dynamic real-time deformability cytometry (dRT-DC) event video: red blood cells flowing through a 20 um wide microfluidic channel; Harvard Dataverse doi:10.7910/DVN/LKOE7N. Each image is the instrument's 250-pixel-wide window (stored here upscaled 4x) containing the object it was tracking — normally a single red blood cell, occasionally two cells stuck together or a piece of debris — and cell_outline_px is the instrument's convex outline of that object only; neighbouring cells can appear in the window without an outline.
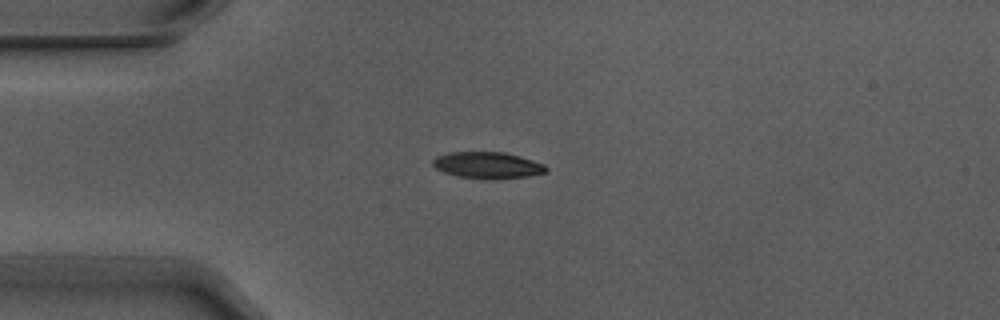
{"species": "Egyptian fruit bat (a non-hibernating species)", "species_latin": "Rousettus aegyptiacus", "temperature_condition": "warm", "stored_images_in_passage": 5, "camera_frame_rate_fps": 3000, "um_per_image_px": 0.085, "animal": {"sex": "male"}, "frame": {"image": 1, "passage_image": 1, "time_ms": 0.0, "image_size_px": [1000, 320], "cell_outline_px": [[548, 168], [544, 172], [528, 176], [456, 176], [444, 172], [436, 168], [432, 164], [432, 160], [436, 156], [448, 152], [504, 152], [520, 156], [544, 164]], "centroid_in_image_um": [41.39, 13.98], "position_along_channel_um": 43.6, "area_um2": 16.53}}
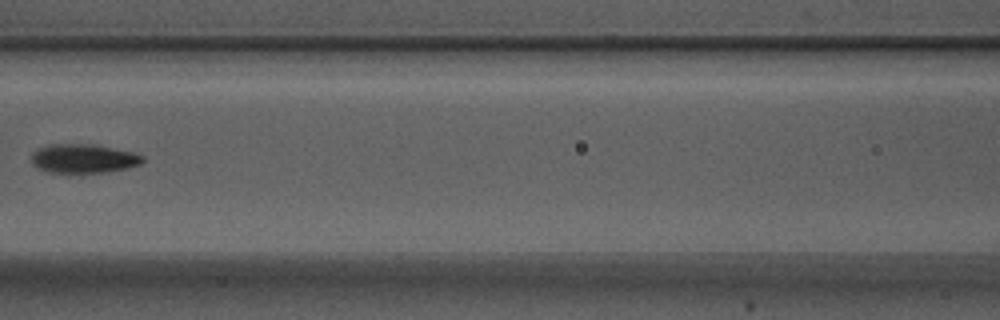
{"frame": {"image": 2, "passage_image": 4, "time_ms": 1.0, "image_size_px": [1000, 320], "cell_outline_px": [[144, 160], [140, 164], [128, 168], [104, 172], [68, 176], [48, 172], [36, 168], [32, 164], [32, 156], [40, 148], [52, 144], [84, 144], [132, 152], [144, 156]], "centroid_in_image_um": [7.05, 13.55], "position_along_channel_um": 159.5, "area_um2": 19.07}}
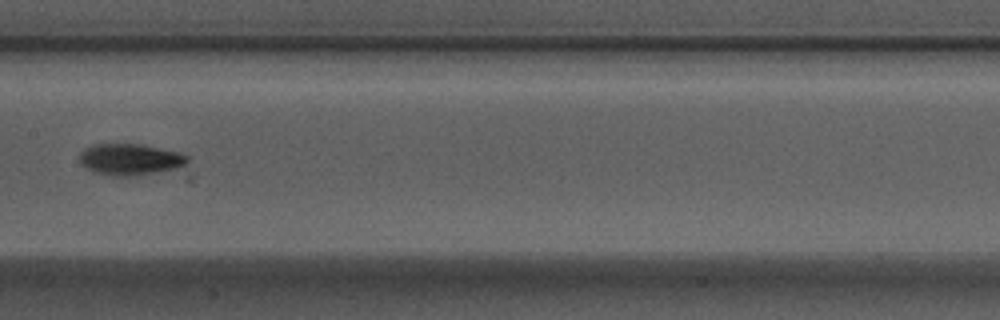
{"frame": {"image": 3, "passage_image": 5, "time_ms": 1.333, "image_size_px": [1000, 320], "cell_outline_px": [[188, 160], [184, 164], [176, 168], [156, 172], [128, 176], [112, 176], [92, 172], [84, 168], [80, 164], [80, 152], [84, 148], [92, 144], [140, 144], [180, 152], [188, 156]], "centroid_in_image_um": [10.99, 13.54], "position_along_channel_um": 196.4, "area_um2": 19.77}}